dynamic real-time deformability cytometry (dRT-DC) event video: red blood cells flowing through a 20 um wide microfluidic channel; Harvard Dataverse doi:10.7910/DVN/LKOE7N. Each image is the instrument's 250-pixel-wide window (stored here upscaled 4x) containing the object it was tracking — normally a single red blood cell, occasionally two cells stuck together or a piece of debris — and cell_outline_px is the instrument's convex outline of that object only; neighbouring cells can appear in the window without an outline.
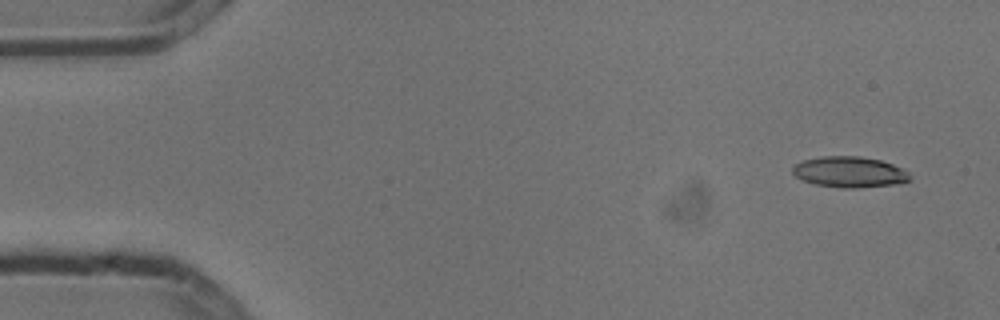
{"species": "common noctule bat (a hibernating species)", "species_latin": "Nyctalus noctula", "temperature_condition": "cold", "stored_images_in_passage": 5, "camera_frame_rate_fps": 3000, "um_per_image_px": 0.085, "animal": {"sex": "male", "body_mass_g": 13.3}, "frame": {"image": 1, "passage_image": 1, "time_ms": 0.0, "image_size_px": [1000, 320], "cell_outline_px": [[912, 180], [892, 184], [856, 188], [844, 188], [816, 184], [804, 180], [796, 176], [792, 172], [792, 168], [796, 164], [804, 160], [820, 156], [860, 156], [880, 160], [904, 168], [908, 172]], "centroid_in_image_um": [72.23, 14.61], "position_along_channel_um": 12.8, "area_um2": 20.92}}